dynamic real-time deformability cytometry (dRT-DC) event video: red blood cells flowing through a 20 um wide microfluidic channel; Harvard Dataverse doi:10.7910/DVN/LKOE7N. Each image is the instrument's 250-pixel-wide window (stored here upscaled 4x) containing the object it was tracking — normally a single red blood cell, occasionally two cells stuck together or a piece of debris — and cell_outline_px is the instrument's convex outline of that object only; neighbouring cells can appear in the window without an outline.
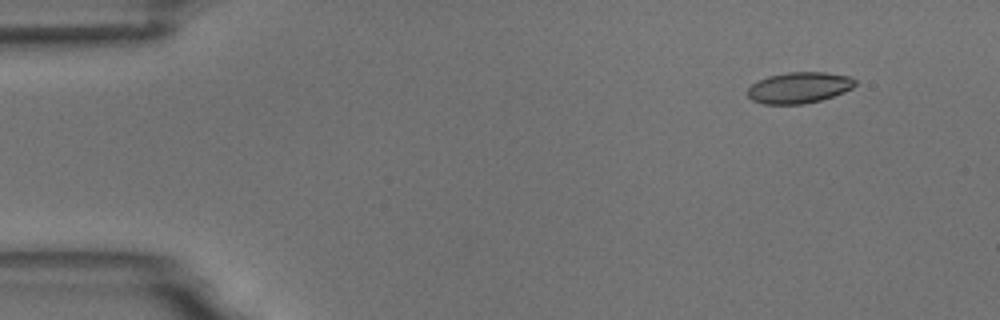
{"species": "common noctule bat (a hibernating species)", "species_latin": "Nyctalus noctula", "temperature_condition": "room temperature", "stored_images_in_passage": 4, "camera_frame_rate_fps": 3000, "um_per_image_px": 0.085, "animal": {"sex": "male", "body_mass_g": 18.8}, "frame": {"image": 1, "passage_image": 2, "time_ms": 1.0, "image_size_px": [1000, 320], "cell_outline_px": [[856, 84], [852, 88], [844, 92], [820, 100], [804, 104], [764, 104], [752, 100], [748, 96], [748, 88], [752, 84], [768, 76], [788, 72], [824, 72], [848, 76], [856, 80]], "centroid_in_image_um": [67.92, 7.45], "position_along_channel_um": 17.1, "area_um2": 19.36}}
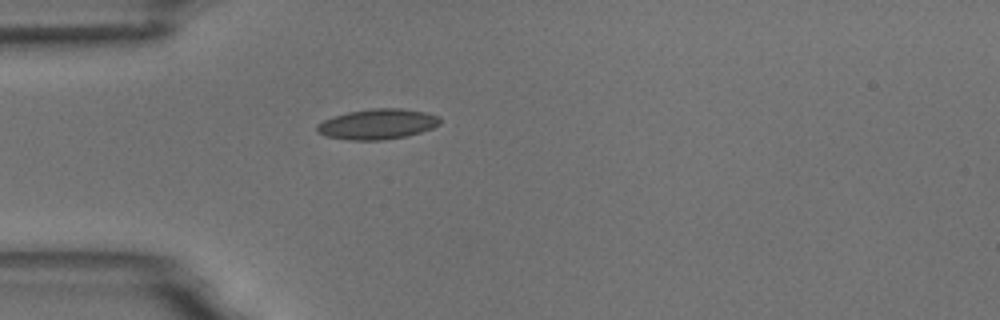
{"frame": {"image": 2, "passage_image": 4, "time_ms": 4.333, "image_size_px": [1000, 320], "cell_outline_px": [[440, 124], [432, 128], [408, 136], [384, 140], [348, 140], [324, 136], [316, 132], [316, 124], [332, 116], [348, 112], [372, 108], [400, 108], [428, 112], [440, 116]], "centroid_in_image_um": [32.07, 10.55], "position_along_channel_um": 52.9, "area_um2": 22.08}}